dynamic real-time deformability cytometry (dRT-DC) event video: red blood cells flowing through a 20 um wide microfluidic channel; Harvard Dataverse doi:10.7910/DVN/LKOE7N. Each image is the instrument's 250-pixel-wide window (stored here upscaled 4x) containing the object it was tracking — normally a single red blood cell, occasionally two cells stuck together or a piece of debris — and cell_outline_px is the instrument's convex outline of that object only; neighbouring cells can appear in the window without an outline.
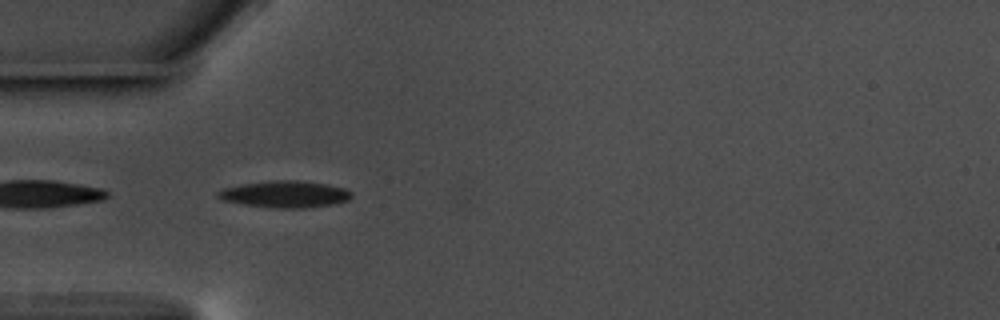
{"species": "common noctule bat (a hibernating species)", "species_latin": "Nyctalus noctula", "temperature_condition": "warm", "stored_images_in_passage": 35, "camera_frame_rate_fps": 3000, "um_per_image_px": 0.085, "animal": {"sex": "male", "body_mass_g": 17.5, "forearm_length_mm": 52.3}, "frame": {"image": 1, "passage_image": 1, "time_ms": 0.0, "image_size_px": [1000, 320], "cell_outline_px": [[352, 196], [348, 200], [328, 204], [304, 208], [280, 208], [244, 204], [220, 200], [216, 196], [216, 192], [224, 188], [244, 184], [276, 180], [296, 180], [324, 184], [344, 188], [352, 192]], "centroid_in_image_um": [24.19, 16.5], "position_along_channel_um": 60.8, "area_um2": 20.4}}
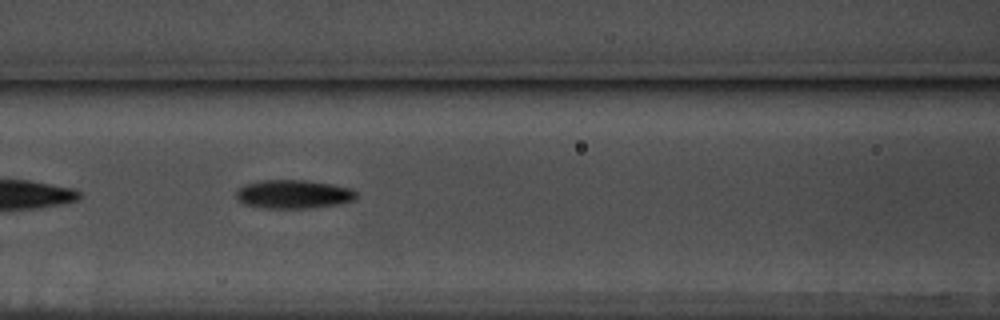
{"frame": {"image": 2, "passage_image": 8, "time_ms": 2.333, "image_size_px": [1000, 320], "cell_outline_px": [[356, 196], [352, 200], [340, 204], [308, 208], [264, 208], [244, 204], [236, 196], [236, 192], [244, 184], [260, 180], [304, 180], [352, 188], [356, 192]], "centroid_in_image_um": [24.93, 16.5], "position_along_channel_um": 141.7, "area_um2": 19.88}}
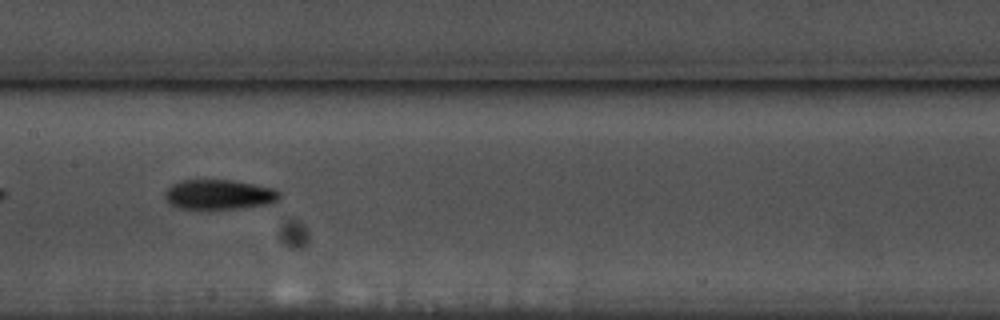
{"frame": {"image": 3, "passage_image": 12, "time_ms": 3.667, "image_size_px": [1000, 320], "cell_outline_px": [[280, 200], [272, 204], [240, 208], [180, 208], [172, 204], [164, 196], [164, 192], [172, 184], [180, 180], [232, 180], [256, 184], [272, 188], [280, 192]], "centroid_in_image_um": [18.67, 16.52], "position_along_channel_um": 188.7, "area_um2": 19.88}, "authors_computed_cell_mechanics": {"area_um2": 19.4208, "velocity_mm_per_s": 3.5642, "shape_relaxation_time_tau1_ms": 4.7327, "shape_relaxation_time_tau2_ms": 7.5413, "deformation_change_tau1": 0.1552, "deformation_change_tau2": 0.1623}}